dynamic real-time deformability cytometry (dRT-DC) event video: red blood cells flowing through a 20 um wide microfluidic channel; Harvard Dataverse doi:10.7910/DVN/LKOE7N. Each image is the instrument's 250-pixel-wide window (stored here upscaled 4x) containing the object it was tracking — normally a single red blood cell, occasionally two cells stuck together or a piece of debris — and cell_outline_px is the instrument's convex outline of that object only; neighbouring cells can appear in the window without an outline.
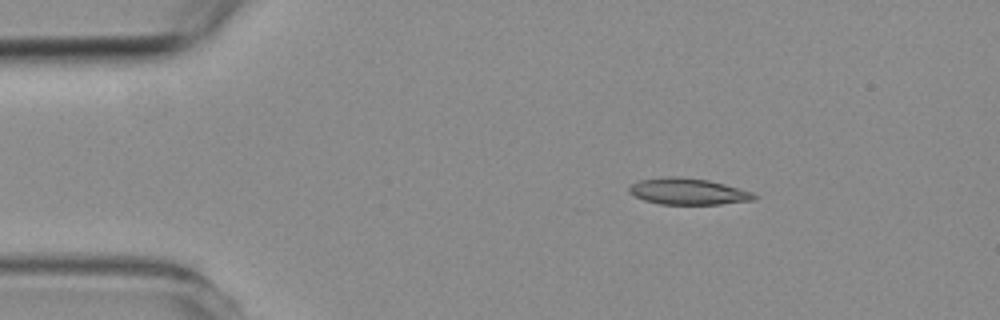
{"species": "common noctule bat (a hibernating species)", "species_latin": "Nyctalus noctula", "temperature_condition": "room temperature", "stored_images_in_passage": 4, "camera_frame_rate_fps": 3000, "um_per_image_px": 0.085, "animal": {"sex": "female", "body_mass_g": 19.3, "forearm_length_mm": 54.1}, "frame": {"image": 1, "passage_image": 1, "time_ms": 0.0, "image_size_px": [1000, 320], "cell_outline_px": [[756, 200], [720, 204], [660, 204], [644, 200], [628, 192], [628, 188], [632, 184], [640, 180], [668, 176], [676, 176], [708, 180], [724, 184], [752, 192], [756, 196]], "centroid_in_image_um": [58.48, 16.27], "position_along_channel_um": 26.5, "area_um2": 19.07}}
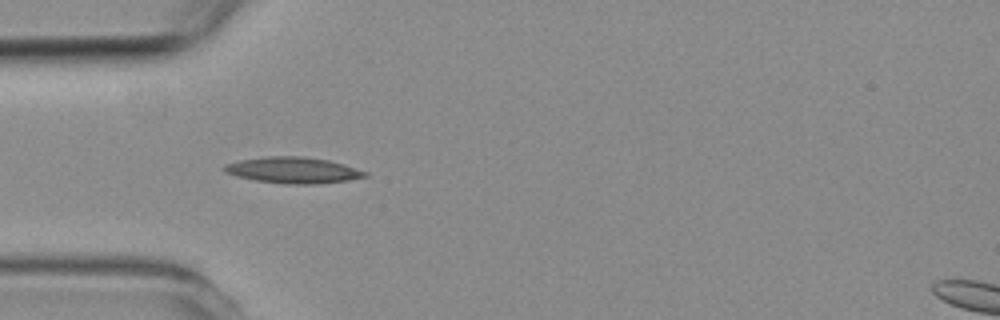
{"frame": {"image": 2, "passage_image": 3, "time_ms": 2.333, "image_size_px": [1000, 320], "cell_outline_px": [[368, 176], [348, 180], [312, 184], [288, 184], [256, 180], [236, 176], [224, 172], [224, 164], [240, 160], [268, 156], [304, 156], [328, 160], [344, 164], [368, 172]], "centroid_in_image_um": [24.92, 14.46], "position_along_channel_um": 60.1, "area_um2": 21.33}}
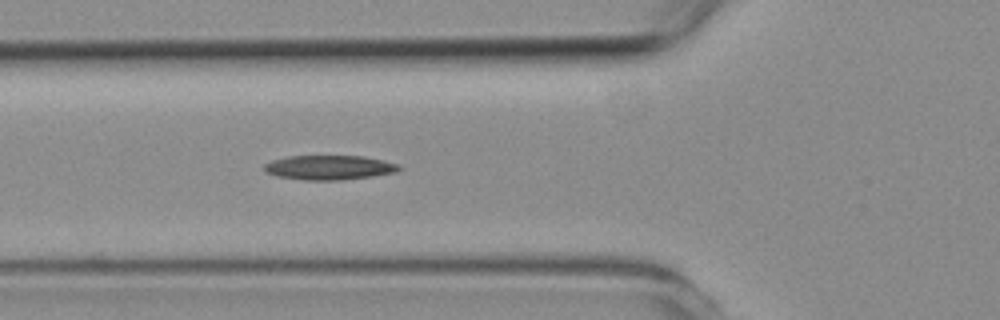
{"frame": {"image": 3, "passage_image": 4, "time_ms": 3.333, "image_size_px": [1000, 320], "cell_outline_px": [[400, 168], [396, 172], [372, 176], [340, 180], [304, 180], [276, 176], [264, 172], [264, 164], [272, 160], [288, 156], [364, 156], [400, 164]], "centroid_in_image_um": [27.96, 14.24], "position_along_channel_um": 97.8, "area_um2": 19.25}}